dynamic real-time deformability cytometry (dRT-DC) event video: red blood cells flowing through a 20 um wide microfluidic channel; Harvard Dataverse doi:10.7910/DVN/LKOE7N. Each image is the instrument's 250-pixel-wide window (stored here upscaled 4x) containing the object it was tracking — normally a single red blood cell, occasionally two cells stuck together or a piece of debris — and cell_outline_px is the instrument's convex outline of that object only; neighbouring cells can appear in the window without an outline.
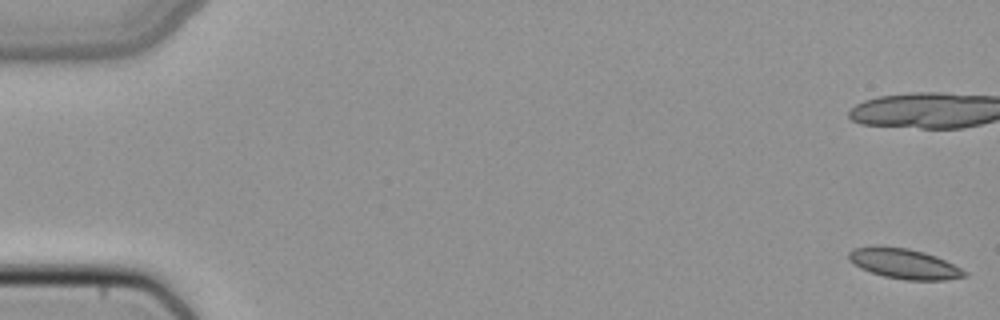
{"species": "common noctule bat (a hibernating species)", "species_latin": "Nyctalus noctula", "temperature_condition": "cold", "stored_images_in_passage": 42, "camera_frame_rate_fps": 3000, "um_per_image_px": 0.085, "animal": {"sex": "female", "body_mass_g": 22.7, "forearm_length_mm": 54.2}, "frame": {"image": 1, "passage_image": 1, "time_ms": 0.0, "image_size_px": [1000, 320], "cell_outline_px": [[968, 276], [944, 280], [904, 280], [884, 276], [860, 268], [848, 260], [848, 252], [852, 248], [876, 244], [880, 244], [908, 248], [924, 252], [936, 256], [968, 272]], "centroid_in_image_um": [76.8, 22.38], "position_along_channel_um": 8.2, "area_um2": 20.69}}